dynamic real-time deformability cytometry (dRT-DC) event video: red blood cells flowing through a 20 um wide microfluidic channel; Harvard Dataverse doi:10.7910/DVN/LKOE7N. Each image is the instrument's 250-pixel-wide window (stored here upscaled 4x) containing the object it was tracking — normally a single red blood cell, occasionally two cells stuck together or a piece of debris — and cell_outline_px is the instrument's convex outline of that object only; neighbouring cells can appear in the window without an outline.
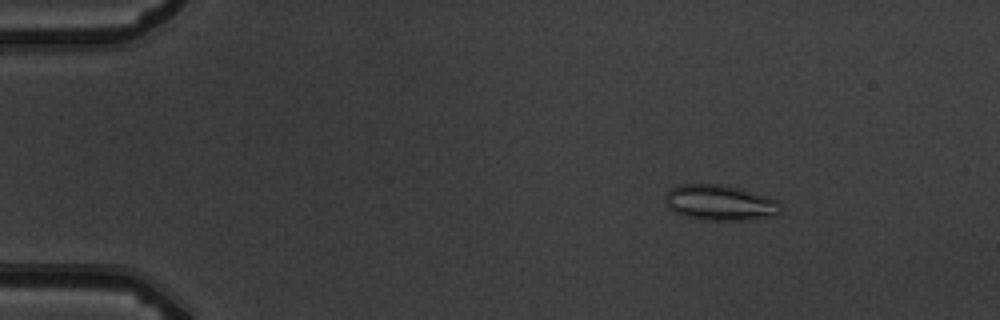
{"species": "common noctule bat (a hibernating species)", "species_latin": "Nyctalus noctula", "temperature_condition": "warm", "stored_images_in_passage": 5, "camera_frame_rate_fps": 3000, "um_per_image_px": 0.085, "animal": {"sex": "male", "body_mass_g": 19.5, "forearm_length_mm": 54.6}, "frame": {"image": 1, "passage_image": 1, "time_ms": 0.0, "image_size_px": [1000, 320], "cell_outline_px": [[780, 212], [776, 216], [752, 220], [704, 220], [684, 216], [668, 208], [664, 200], [664, 196], [672, 188], [680, 184], [720, 184], [740, 188], [768, 196], [776, 200], [780, 204]], "centroid_in_image_um": [61.21, 17.23], "position_along_channel_um": 23.8, "area_um2": 24.16}}
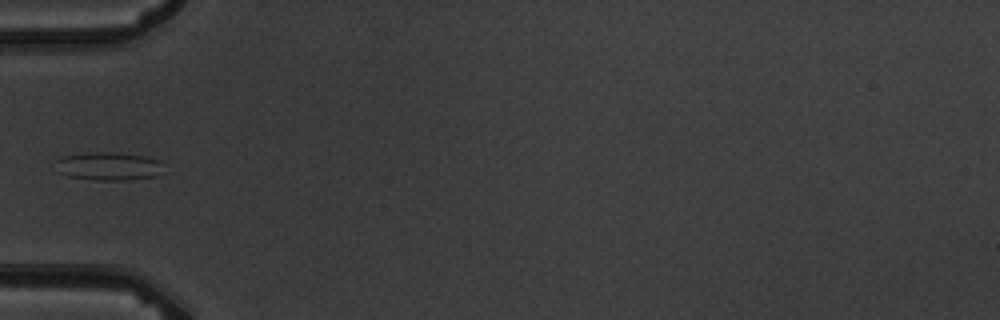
{"frame": {"image": 2, "passage_image": 4, "time_ms": 3.667, "image_size_px": [1000, 320], "cell_outline_px": [[160, 160], [156, 176], [128, 180], [96, 180], [68, 176], [56, 172], [56, 160], [64, 156], [88, 152], [116, 152], [144, 156]], "centroid_in_image_um": [9.14, 14.12], "position_along_channel_um": 75.9, "area_um2": 17.57}}
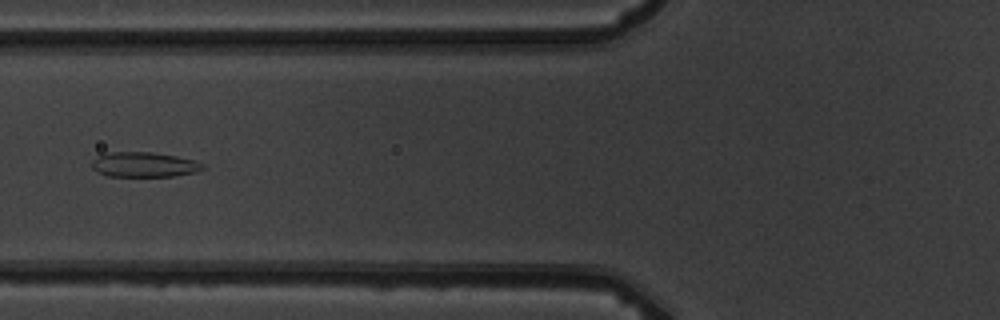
{"frame": {"image": 3, "passage_image": 5, "time_ms": 4.667, "image_size_px": [1000, 320], "cell_outline_px": [[204, 168], [196, 172], [172, 176], [108, 176], [96, 172], [92, 168], [92, 160], [104, 152], [152, 152], [176, 156], [192, 160], [204, 164]], "centroid_in_image_um": [12.2, 13.99], "position_along_channel_um": 113.6, "area_um2": 16.13}}